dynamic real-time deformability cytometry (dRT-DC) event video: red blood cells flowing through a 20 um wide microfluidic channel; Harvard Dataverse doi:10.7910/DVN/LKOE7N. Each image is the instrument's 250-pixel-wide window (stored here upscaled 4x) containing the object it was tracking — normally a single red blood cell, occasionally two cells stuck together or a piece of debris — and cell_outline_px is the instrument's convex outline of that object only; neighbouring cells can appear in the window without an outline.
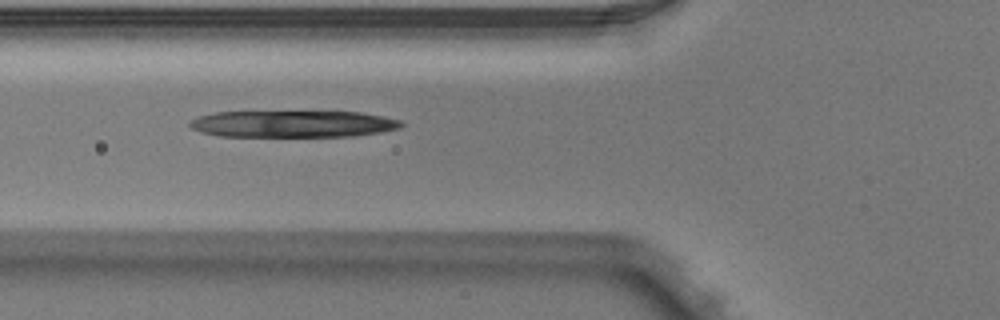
{"species": "Egyptian fruit bat (a non-hibernating species)", "species_latin": "Rousettus aegyptiacus", "temperature_condition": "warm", "stored_images_in_passage": 6, "camera_frame_rate_fps": 3000, "um_per_image_px": 0.085, "animal": {"sex": "male"}, "frame": {"image": 1, "passage_image": 5, "time_ms": 1.333, "image_size_px": [1000, 320], "cell_outline_px": [[404, 124], [400, 128], [380, 132], [352, 136], [220, 136], [200, 132], [192, 128], [188, 124], [192, 120], [200, 116], [216, 112], [360, 112], [400, 120]], "centroid_in_image_um": [24.9, 10.54], "position_along_channel_um": 100.9, "area_um2": 32.66}}
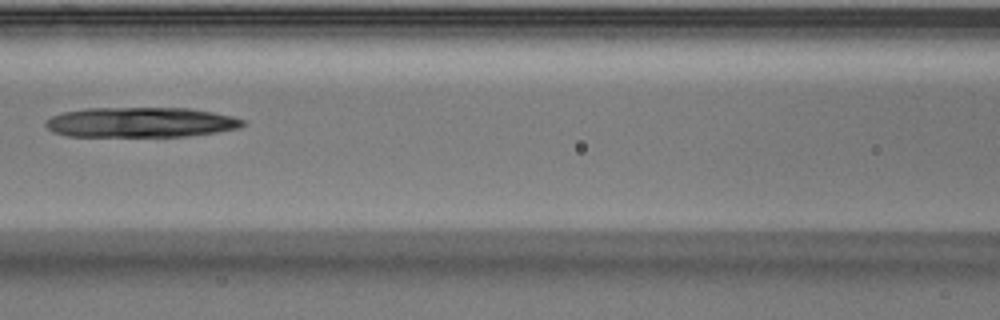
{"frame": {"image": 2, "passage_image": 6, "time_ms": 1.667, "image_size_px": [1000, 320], "cell_outline_px": [[244, 124], [240, 128], [216, 132], [184, 136], [68, 136], [52, 132], [44, 124], [44, 120], [52, 116], [64, 112], [84, 108], [188, 108], [212, 112], [232, 116], [244, 120]], "centroid_in_image_um": [11.92, 10.39], "position_along_channel_um": 154.7, "area_um2": 34.51}}